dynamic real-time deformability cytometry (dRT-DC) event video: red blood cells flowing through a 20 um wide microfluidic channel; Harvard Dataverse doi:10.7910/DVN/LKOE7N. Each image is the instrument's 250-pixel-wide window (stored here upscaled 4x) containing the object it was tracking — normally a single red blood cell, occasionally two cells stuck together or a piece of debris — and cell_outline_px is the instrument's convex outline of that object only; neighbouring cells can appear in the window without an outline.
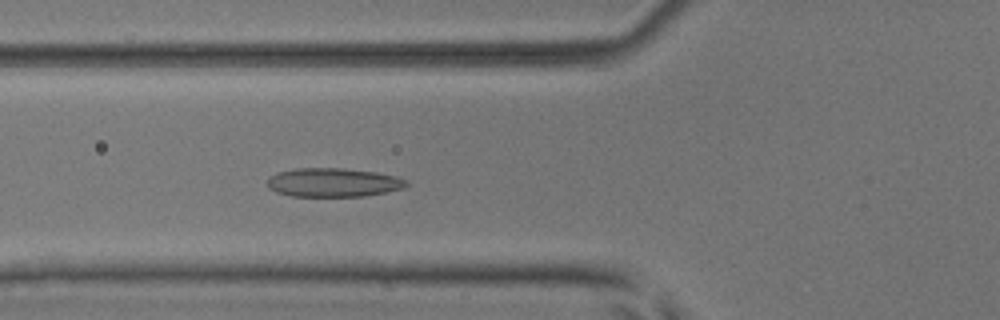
{"species": "common noctule bat (a hibernating species)", "species_latin": "Nyctalus noctula", "temperature_condition": "room temperature", "stored_images_in_passage": 54, "camera_frame_rate_fps": 3000, "um_per_image_px": 0.085, "animal": {"sex": "male", "body_mass_g": 17.9, "forearm_length_mm": 54.2}, "frame": {"image": 1, "passage_image": 21, "time_ms": 6.667, "image_size_px": [1000, 320], "cell_outline_px": [[408, 184], [404, 188], [388, 192], [364, 196], [292, 196], [276, 192], [268, 188], [268, 176], [276, 172], [296, 168], [340, 168], [376, 172], [396, 176], [408, 180]], "centroid_in_image_um": [28.33, 15.51], "position_along_channel_um": 97.5, "area_um2": 23.52}}
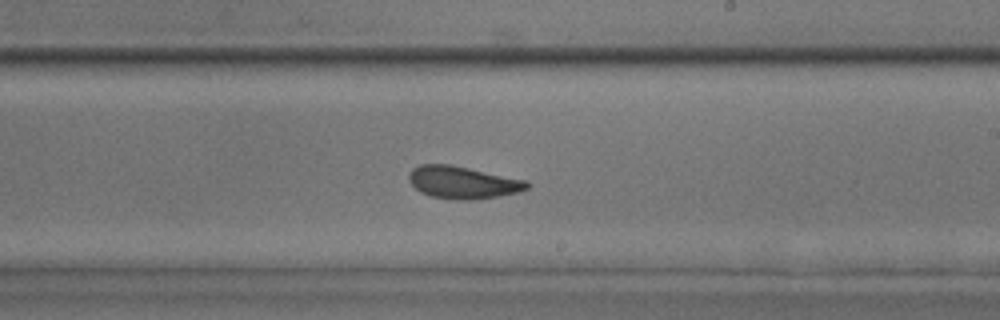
{"frame": {"image": 2, "passage_image": 33, "time_ms": 10.667, "image_size_px": [1000, 320], "cell_outline_px": [[532, 184], [528, 188], [520, 192], [500, 196], [476, 200], [452, 200], [432, 196], [420, 192], [408, 180], [408, 176], [412, 168], [420, 164], [448, 164], [468, 168], [524, 180]], "centroid_in_image_um": [39.33, 15.52], "position_along_channel_um": 249.7, "area_um2": 22.31}}
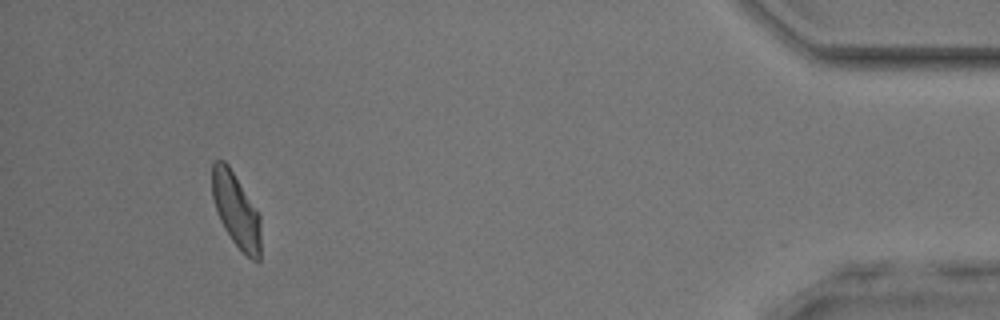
{"frame": {"image": 3, "passage_image": 51, "time_ms": 16.667, "image_size_px": [1000, 320], "cell_outline_px": [[260, 260], [252, 260], [232, 240], [224, 228], [220, 220], [212, 196], [212, 164], [216, 160], [224, 160], [228, 164], [260, 216]], "centroid_in_image_um": [20.05, 17.85], "position_along_channel_um": 415.1, "area_um2": 20.63}, "authors_computed_cell_mechanics": {"area_um2": 22.253, "velocity_mm_per_s": 3.8133, "shape_relaxation_time_tau1_ms": 6.4584, "shape_relaxation_time_tau2_ms": 1.9418, "deformation_change_tau1": 0.1413, "deformation_change_tau2": 0.0803}}